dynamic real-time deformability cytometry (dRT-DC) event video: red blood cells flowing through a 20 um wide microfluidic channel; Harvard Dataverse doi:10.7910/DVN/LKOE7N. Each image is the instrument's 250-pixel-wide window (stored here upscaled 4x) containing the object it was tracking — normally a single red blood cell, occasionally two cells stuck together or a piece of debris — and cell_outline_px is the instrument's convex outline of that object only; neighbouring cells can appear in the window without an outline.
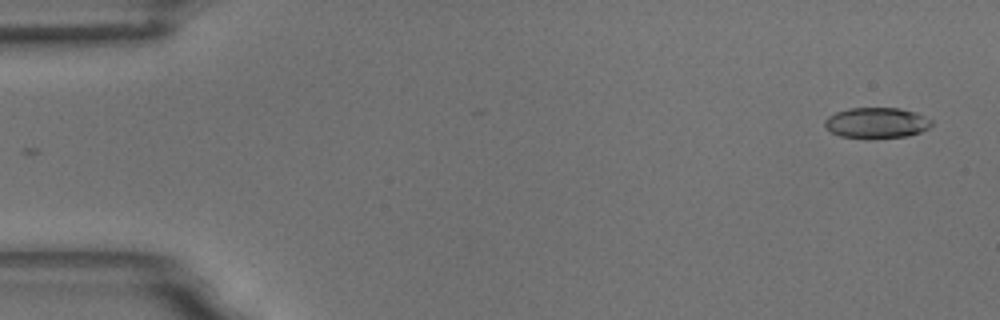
{"species": "common noctule bat (a hibernating species)", "species_latin": "Nyctalus noctula", "temperature_condition": "room temperature", "stored_images_in_passage": 57, "camera_frame_rate_fps": 3000, "um_per_image_px": 0.085, "animal": {"sex": "male", "body_mass_g": 18.8}, "frame": {"image": 1, "passage_image": 1, "time_ms": 0.0, "image_size_px": [1000, 320], "cell_outline_px": [[932, 124], [928, 128], [920, 132], [908, 136], [840, 136], [832, 132], [824, 124], [824, 120], [828, 116], [836, 112], [848, 108], [900, 108], [916, 112], [932, 120]], "centroid_in_image_um": [74.52, 10.4], "position_along_channel_um": 10.5, "area_um2": 18.5}}
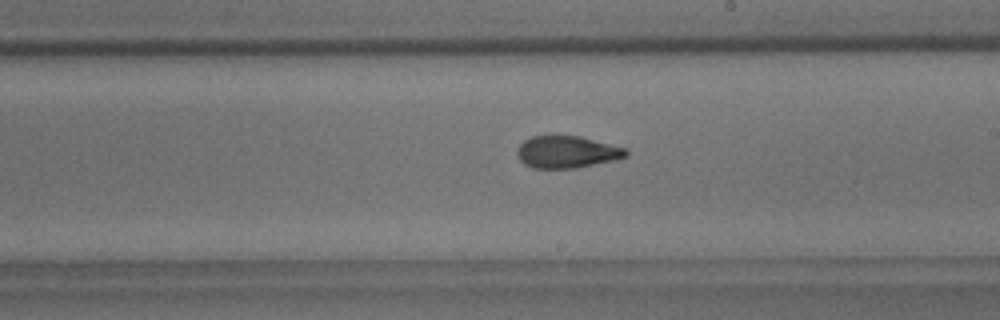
{"frame": {"image": 2, "passage_image": 32, "time_ms": 10.333, "image_size_px": [1000, 320], "cell_outline_px": [[628, 156], [616, 160], [576, 168], [532, 168], [524, 164], [516, 156], [516, 152], [520, 144], [524, 140], [532, 136], [580, 136], [628, 148]], "centroid_in_image_um": [48.21, 12.92], "position_along_channel_um": 240.8, "area_um2": 20.58}}
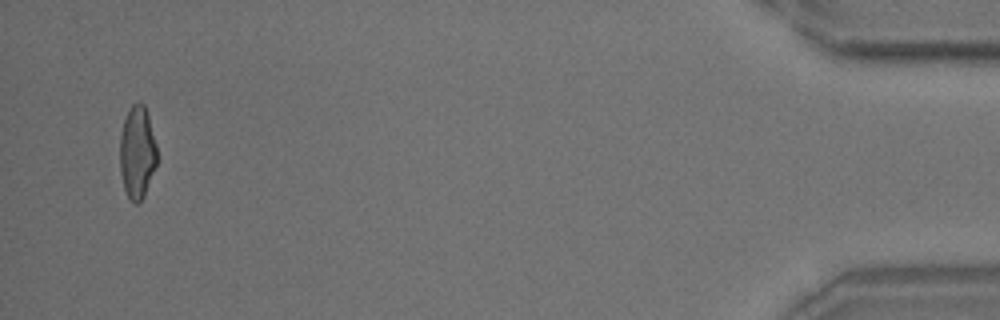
{"frame": {"image": 3, "passage_image": 55, "time_ms": 18.0, "image_size_px": [1000, 320], "cell_outline_px": [[156, 164], [144, 196], [136, 204], [128, 196], [124, 188], [120, 172], [120, 136], [124, 120], [132, 104], [140, 100], [144, 104], [148, 116], [156, 144]], "centroid_in_image_um": [11.65, 12.92], "position_along_channel_um": 423.5, "area_um2": 19.77}, "authors_computed_cell_mechanics": {"area_um2": 20.2878, "velocity_mm_per_s": 3.4601, "shape_relaxation_time_tau1_ms": 7.1537, "shape_relaxation_time_tau2_ms": 2.1585, "deformation_change_tau1": 0.1982, "deformation_change_tau2": 0.0918}}